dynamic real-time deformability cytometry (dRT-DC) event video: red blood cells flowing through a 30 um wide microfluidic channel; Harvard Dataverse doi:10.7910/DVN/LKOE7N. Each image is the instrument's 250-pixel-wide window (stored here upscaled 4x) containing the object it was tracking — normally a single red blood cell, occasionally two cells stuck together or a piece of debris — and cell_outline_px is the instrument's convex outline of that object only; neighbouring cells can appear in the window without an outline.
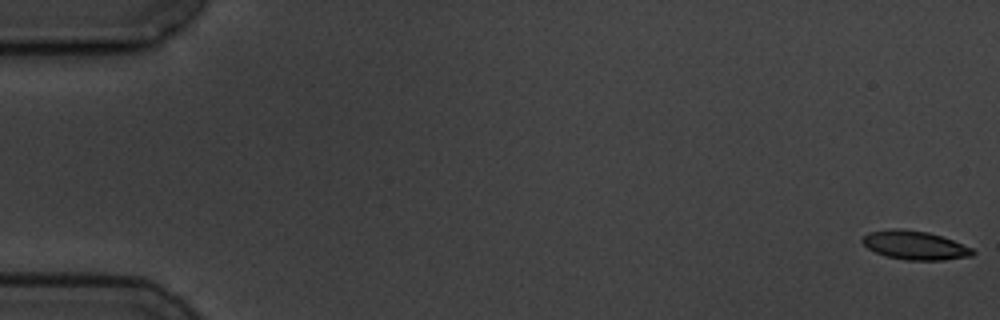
{"species": "common noctule bat (a hibernating species)", "species_latin": "Nyctalus noctula", "temperature_condition": "cold", "stored_images_in_passage": 7, "camera_frame_rate_fps": 3000, "um_per_image_px": 0.085, "animal": {"sex": "male", "body_mass_g": 19.5, "forearm_length_mm": 54.6}, "frame": {"image": 1, "passage_image": 1, "time_ms": 0.0, "image_size_px": [1000, 320], "cell_outline_px": [[976, 252], [972, 256], [944, 260], [908, 260], [888, 256], [876, 252], [868, 248], [860, 240], [868, 232], [892, 228], [900, 228], [928, 232], [952, 240], [972, 248]], "centroid_in_image_um": [77.76, 20.84], "position_along_channel_um": 7.2, "area_um2": 18.38}}
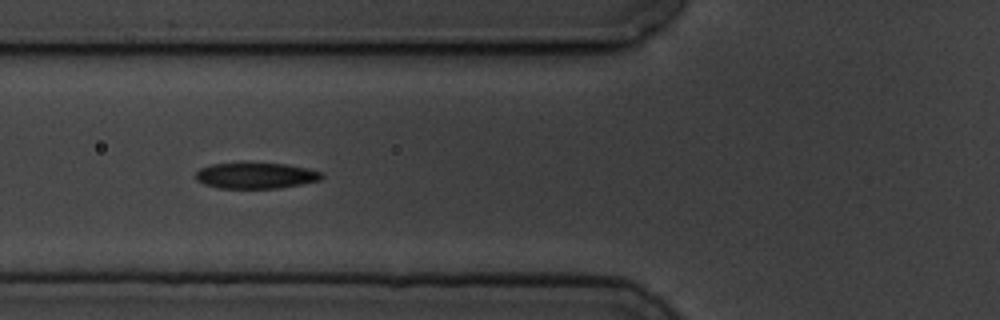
{"frame": {"image": 2, "passage_image": 6, "time_ms": 7.0, "image_size_px": [1000, 320], "cell_outline_px": [[324, 176], [320, 180], [300, 184], [276, 188], [220, 188], [204, 184], [196, 180], [196, 172], [200, 168], [212, 164], [284, 164], [308, 168], [324, 172]], "centroid_in_image_um": [21.77, 14.93], "position_along_channel_um": 104.0, "area_um2": 18.73}}
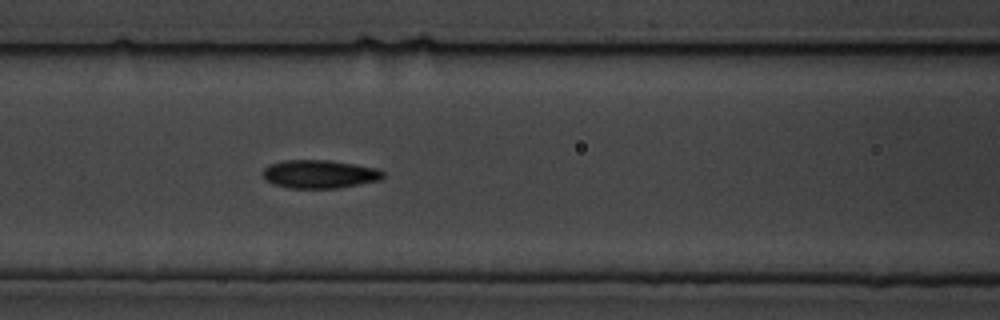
{"frame": {"image": 3, "passage_image": 7, "time_ms": 8.0, "image_size_px": [1000, 320], "cell_outline_px": [[384, 176], [380, 180], [336, 188], [288, 188], [276, 184], [268, 180], [264, 176], [264, 168], [268, 164], [284, 160], [332, 160], [356, 164], [376, 168], [384, 172]], "centroid_in_image_um": [27.18, 14.78], "position_along_channel_um": 139.4, "area_um2": 19.71}}